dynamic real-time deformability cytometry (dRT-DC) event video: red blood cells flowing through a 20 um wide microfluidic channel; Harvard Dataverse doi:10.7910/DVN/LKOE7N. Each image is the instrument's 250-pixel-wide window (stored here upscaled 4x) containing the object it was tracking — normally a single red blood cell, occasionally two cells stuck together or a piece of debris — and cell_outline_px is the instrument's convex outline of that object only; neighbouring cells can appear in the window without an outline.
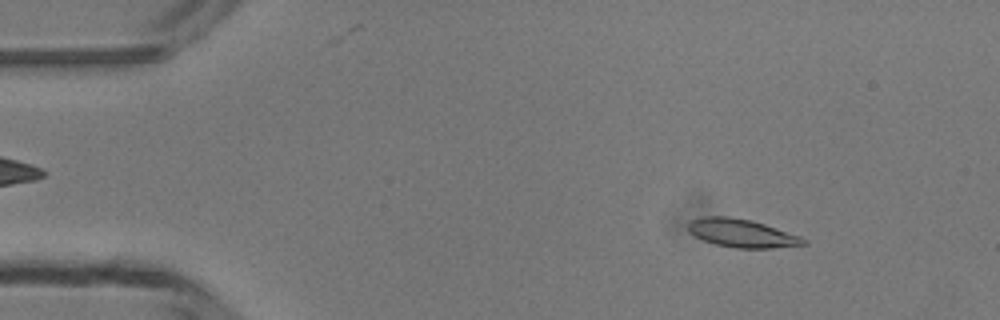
{"species": "common noctule bat (a hibernating species)", "species_latin": "Nyctalus noctula", "temperature_condition": "room temperature", "stored_images_in_passage": 48, "camera_frame_rate_fps": 3000, "um_per_image_px": 0.085, "animal": {"sex": "male", "body_mass_g": 13.3}, "frame": {"image": 1, "passage_image": 6, "time_ms": 1.667, "image_size_px": [1000, 320], "cell_outline_px": [[808, 244], [772, 248], [736, 248], [716, 244], [704, 240], [688, 232], [688, 224], [692, 220], [704, 216], [728, 216], [752, 220], [800, 236], [808, 240]], "centroid_in_image_um": [63.07, 19.82], "position_along_channel_um": 21.9, "area_um2": 18.9}}
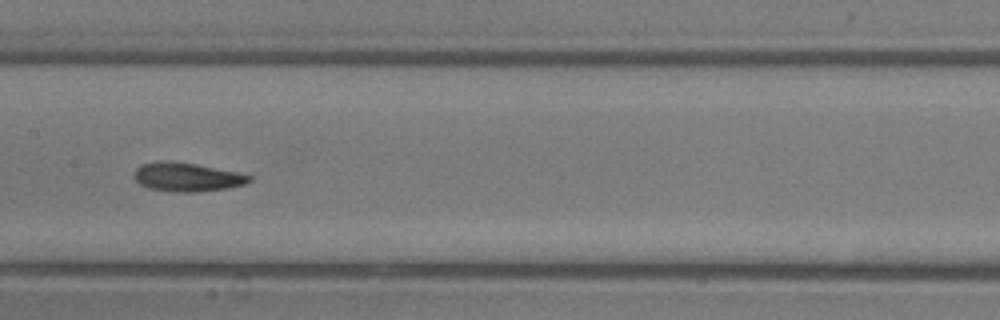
{"frame": {"image": 2, "passage_image": 24, "time_ms": 7.667, "image_size_px": [1000, 320], "cell_outline_px": [[252, 180], [244, 184], [228, 188], [196, 192], [176, 192], [148, 188], [140, 184], [136, 180], [136, 168], [140, 164], [196, 164], [236, 172], [252, 176]], "centroid_in_image_um": [15.97, 15.1], "position_along_channel_um": 191.4, "area_um2": 18.32}}
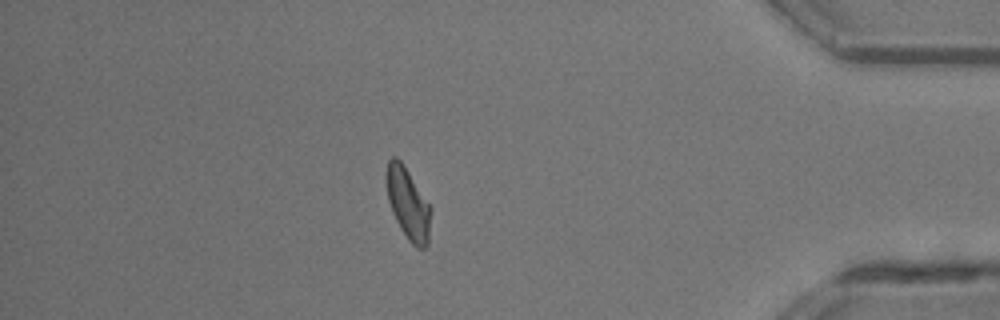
{"frame": {"image": 3, "passage_image": 42, "time_ms": 13.667, "image_size_px": [1000, 320], "cell_outline_px": [[432, 208], [428, 244], [424, 248], [416, 248], [408, 240], [400, 228], [392, 212], [388, 200], [384, 176], [388, 160], [392, 156], [396, 156], [400, 160]], "centroid_in_image_um": [34.66, 17.31], "position_along_channel_um": 400.5, "area_um2": 18.67}, "authors_computed_cell_mechanics": {"area_um2": 18.6694, "velocity_mm_per_s": 4.1848, "shape_relaxation_time_tau1_ms": 2.735, "shape_relaxation_time_tau2_ms": 4.1081, "deformation_change_tau1": 0.1242, "deformation_change_tau2": 0.0996}}